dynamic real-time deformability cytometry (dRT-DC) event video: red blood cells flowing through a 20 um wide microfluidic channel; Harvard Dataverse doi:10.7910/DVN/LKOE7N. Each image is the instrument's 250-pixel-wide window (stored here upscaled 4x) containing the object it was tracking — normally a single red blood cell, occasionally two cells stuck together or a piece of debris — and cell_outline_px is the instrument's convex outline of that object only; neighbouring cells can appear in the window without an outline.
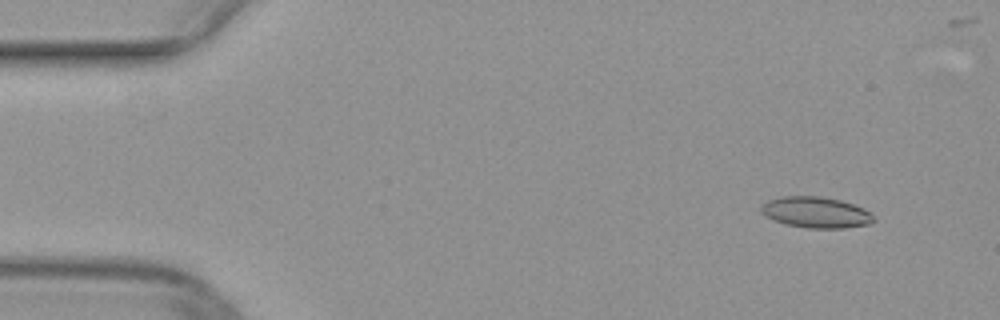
{"species": "common noctule bat (a hibernating species)", "species_latin": "Nyctalus noctula", "temperature_condition": "warm", "stored_images_in_passage": 49, "camera_frame_rate_fps": 3000, "um_per_image_px": 0.085, "animal": {"sex": "female", "body_mass_g": 29.2, "forearm_length_mm": 56.3}, "frame": {"image": 1, "passage_image": 5, "time_ms": 1.333, "image_size_px": [1000, 320], "cell_outline_px": [[876, 220], [872, 224], [844, 228], [808, 228], [784, 224], [760, 212], [760, 204], [768, 200], [780, 196], [820, 196], [840, 200], [864, 208], [876, 216]], "centroid_in_image_um": [69.38, 18.05], "position_along_channel_um": 15.6, "area_um2": 20.58}}
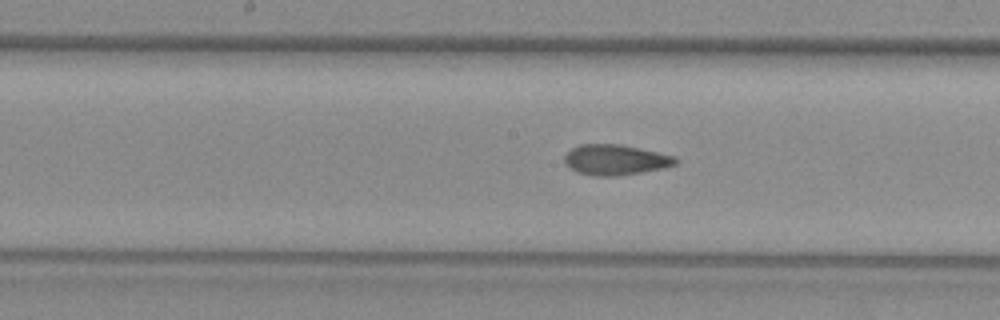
{"frame": {"image": 2, "passage_image": 26, "time_ms": 8.333, "image_size_px": [1000, 320], "cell_outline_px": [[676, 164], [664, 168], [616, 176], [592, 176], [576, 172], [564, 160], [564, 156], [572, 148], [580, 144], [620, 144], [676, 156]], "centroid_in_image_um": [52.31, 13.58], "position_along_channel_um": 195.9, "area_um2": 19.54}}
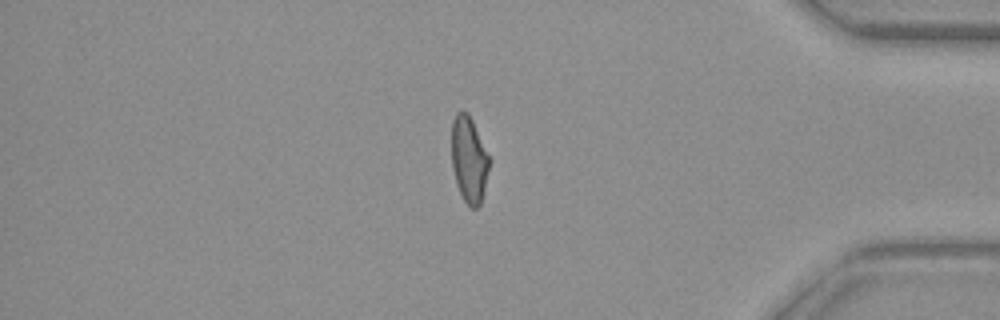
{"frame": {"image": 3, "passage_image": 43, "time_ms": 14.0, "image_size_px": [1000, 320], "cell_outline_px": [[488, 168], [484, 188], [480, 204], [476, 208], [472, 208], [464, 200], [456, 184], [452, 168], [452, 120], [456, 112], [460, 108], [468, 112], [472, 120], [488, 156]], "centroid_in_image_um": [39.82, 13.51], "position_along_channel_um": 395.4, "area_um2": 18.55}}